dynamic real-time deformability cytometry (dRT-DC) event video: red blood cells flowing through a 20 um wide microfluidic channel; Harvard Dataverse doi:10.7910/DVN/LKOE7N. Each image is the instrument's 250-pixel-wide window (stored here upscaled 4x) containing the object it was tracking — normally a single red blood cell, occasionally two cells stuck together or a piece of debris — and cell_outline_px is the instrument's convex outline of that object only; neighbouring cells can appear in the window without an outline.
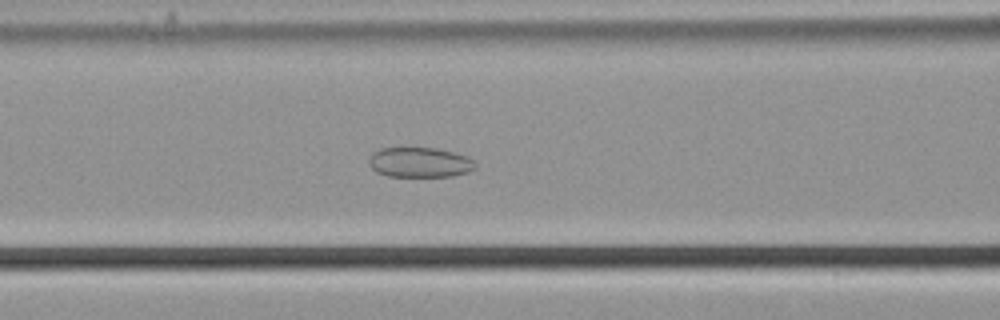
{"species": "common noctule bat (a hibernating species)", "species_latin": "Nyctalus noctula", "temperature_condition": "cold", "stored_images_in_passage": 58, "camera_frame_rate_fps": 3000, "um_per_image_px": 0.085, "animal": {"sex": "male", "body_mass_g": 21.5, "forearm_length_mm": 52.0}, "frame": {"image": 1, "passage_image": 25, "time_ms": 8.0, "image_size_px": [1000, 320], "cell_outline_px": [[476, 168], [468, 172], [452, 176], [388, 176], [376, 172], [368, 164], [368, 160], [372, 152], [380, 148], [436, 148], [468, 156], [476, 164]], "centroid_in_image_um": [35.66, 13.8], "position_along_channel_um": 130.9, "area_um2": 18.67}}
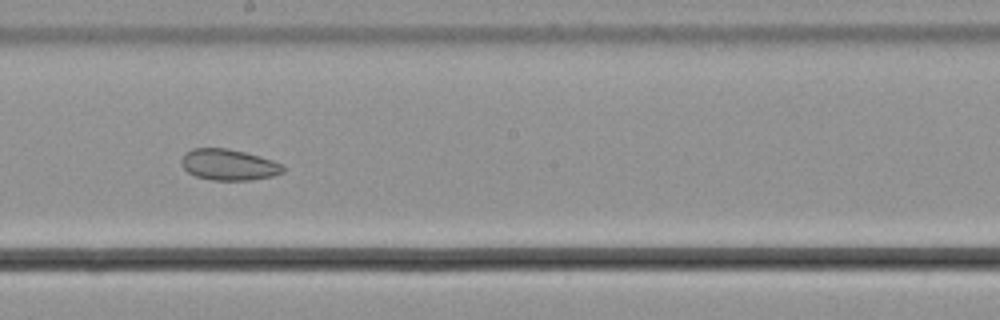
{"frame": {"image": 2, "passage_image": 33, "time_ms": 10.667, "image_size_px": [1000, 320], "cell_outline_px": [[284, 172], [272, 176], [248, 180], [212, 180], [196, 176], [188, 172], [184, 168], [180, 160], [184, 152], [192, 148], [228, 148], [260, 156], [284, 164]], "centroid_in_image_um": [19.43, 13.99], "position_along_channel_um": 228.8, "area_um2": 18.5}}
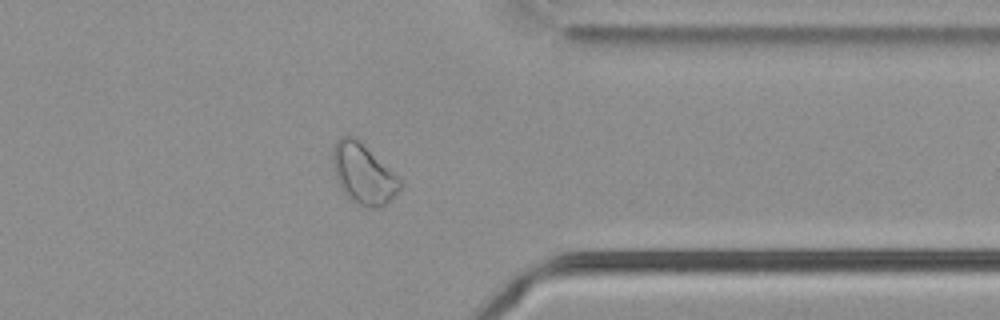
{"frame": {"image": 3, "passage_image": 46, "time_ms": 15.0, "image_size_px": [1000, 320], "cell_outline_px": [[404, 184], [380, 208], [368, 208], [352, 200], [340, 188], [336, 180], [332, 164], [332, 148], [336, 140], [340, 136], [348, 132], [356, 136]], "centroid_in_image_um": [30.81, 14.71], "position_along_channel_um": 380.6, "area_um2": 23.58}, "authors_computed_cell_mechanics": {"area_um2": 26.2123, "velocity_mm_per_s": 3.6747, "shape_relaxation_time_tau1_ms": null, "shape_relaxation_time_tau2_ms": 4.1371, "deformation_change_tau1": null, "deformation_change_tau2": 0.0778}}